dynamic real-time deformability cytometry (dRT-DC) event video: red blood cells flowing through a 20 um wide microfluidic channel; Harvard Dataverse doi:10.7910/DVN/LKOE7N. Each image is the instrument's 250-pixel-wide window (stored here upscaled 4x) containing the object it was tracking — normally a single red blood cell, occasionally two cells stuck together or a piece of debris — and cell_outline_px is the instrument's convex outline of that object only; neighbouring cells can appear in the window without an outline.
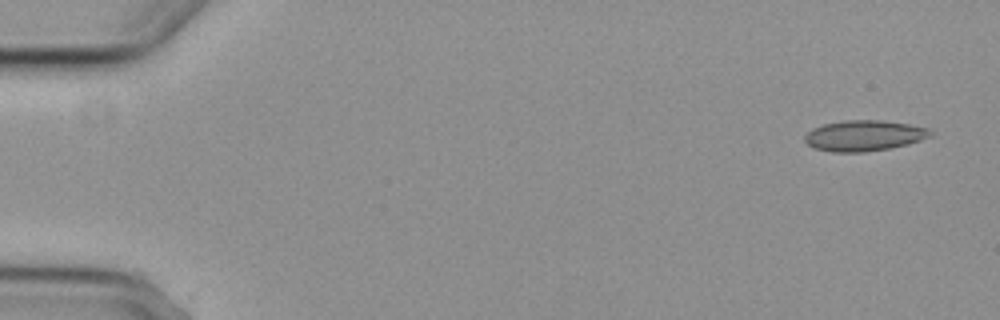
{"species": "common noctule bat (a hibernating species)", "species_latin": "Nyctalus noctula", "temperature_condition": "cold", "stored_images_in_passage": 4, "camera_frame_rate_fps": 3000, "um_per_image_px": 0.085, "animal": {"sex": "female", "body_mass_g": 29.2, "forearm_length_mm": 56.3}, "frame": {"image": 1, "passage_image": 1, "time_ms": 0.0, "image_size_px": [1000, 320], "cell_outline_px": [[932, 136], [908, 144], [892, 148], [864, 152], [832, 152], [816, 148], [808, 144], [804, 140], [804, 136], [812, 128], [824, 124], [844, 120], [880, 120], [908, 124], [928, 128], [932, 132]], "centroid_in_image_um": [73.45, 11.53], "position_along_channel_um": 11.5, "area_um2": 22.48}}